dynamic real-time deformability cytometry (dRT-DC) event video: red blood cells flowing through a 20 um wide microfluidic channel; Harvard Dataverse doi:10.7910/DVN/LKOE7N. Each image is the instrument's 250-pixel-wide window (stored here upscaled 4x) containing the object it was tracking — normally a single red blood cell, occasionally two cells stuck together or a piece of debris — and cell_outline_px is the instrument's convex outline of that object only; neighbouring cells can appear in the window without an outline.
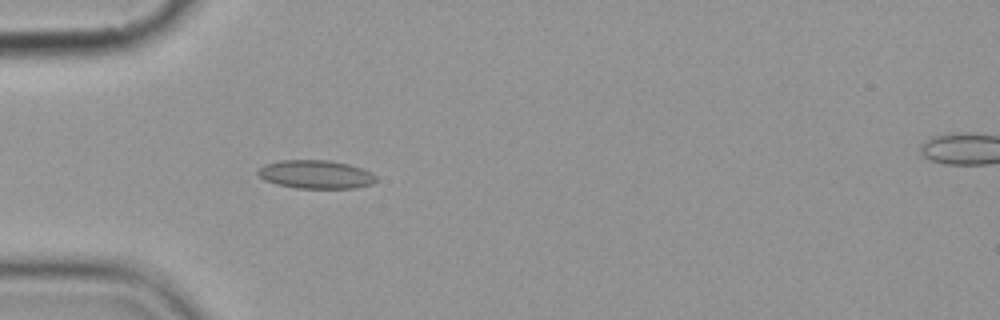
{"species": "common noctule bat (a hibernating species)", "species_latin": "Nyctalus noctula", "temperature_condition": "cold", "stored_images_in_passage": 6, "camera_frame_rate_fps": 3000, "um_per_image_px": 0.085, "animal": {"sex": "female", "body_mass_g": 19.9}, "frame": {"image": 1, "passage_image": 5, "time_ms": 5.667, "image_size_px": [1000, 320], "cell_outline_px": [[376, 180], [372, 184], [356, 188], [296, 188], [276, 184], [264, 180], [256, 172], [264, 164], [280, 160], [328, 160], [348, 164], [372, 172], [376, 176]], "centroid_in_image_um": [26.83, 14.82], "position_along_channel_um": 58.2, "area_um2": 19.59}}